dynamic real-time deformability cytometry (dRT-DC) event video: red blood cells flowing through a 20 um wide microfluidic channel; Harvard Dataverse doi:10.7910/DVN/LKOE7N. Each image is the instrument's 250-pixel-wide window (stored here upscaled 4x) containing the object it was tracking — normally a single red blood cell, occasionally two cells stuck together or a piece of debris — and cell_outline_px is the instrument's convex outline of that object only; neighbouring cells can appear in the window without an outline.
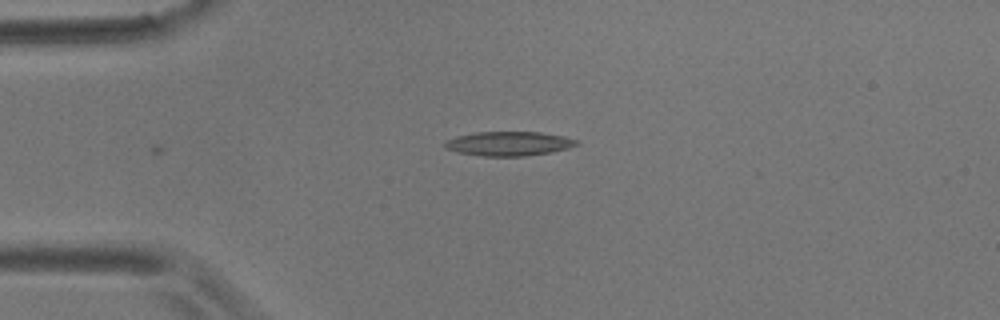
{"species": "common noctule bat (a hibernating species)", "species_latin": "Nyctalus noctula", "temperature_condition": "room temperature", "stored_images_in_passage": 2, "camera_frame_rate_fps": 3000, "um_per_image_px": 0.085, "animal": {"sex": "male", "body_mass_g": 17.9}, "frame": {"image": 1, "passage_image": 1, "time_ms": 0.0, "image_size_px": [1000, 320], "cell_outline_px": [[580, 144], [568, 148], [552, 152], [524, 156], [484, 156], [460, 152], [444, 148], [444, 144], [448, 140], [456, 136], [476, 132], [540, 132], [564, 136], [580, 140]], "centroid_in_image_um": [43.31, 12.2], "position_along_channel_um": 41.7, "area_um2": 18.61}}